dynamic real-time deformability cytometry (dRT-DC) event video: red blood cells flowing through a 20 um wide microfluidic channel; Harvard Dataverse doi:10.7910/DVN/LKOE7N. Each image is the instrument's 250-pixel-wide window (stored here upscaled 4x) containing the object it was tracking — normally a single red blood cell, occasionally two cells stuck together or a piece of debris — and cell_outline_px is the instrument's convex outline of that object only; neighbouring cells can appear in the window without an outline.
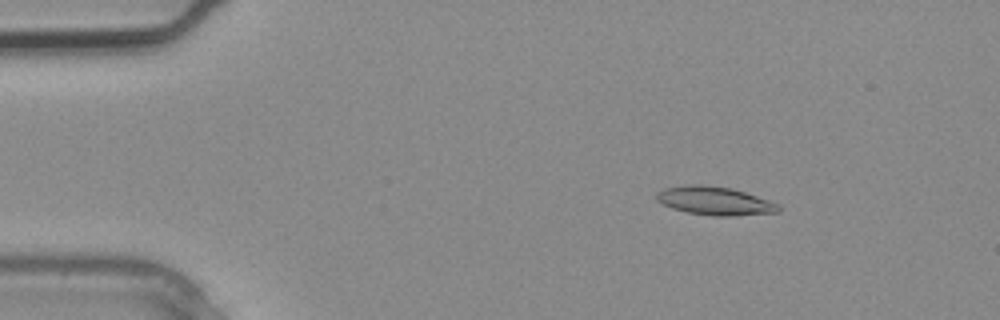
{"species": "common noctule bat (a hibernating species)", "species_latin": "Nyctalus noctula", "temperature_condition": "warm", "stored_images_in_passage": 4, "camera_frame_rate_fps": 3000, "um_per_image_px": 0.085, "animal": {"sex": "male", "body_mass_g": 20.4}, "frame": {"image": 1, "passage_image": 2, "time_ms": 0.333, "image_size_px": [1000, 320], "cell_outline_px": [[780, 212], [732, 216], [712, 216], [688, 212], [672, 208], [656, 200], [656, 192], [664, 188], [688, 184], [700, 184], [732, 188], [780, 204]], "centroid_in_image_um": [60.75, 17.07], "position_along_channel_um": 24.3, "area_um2": 20.23}}